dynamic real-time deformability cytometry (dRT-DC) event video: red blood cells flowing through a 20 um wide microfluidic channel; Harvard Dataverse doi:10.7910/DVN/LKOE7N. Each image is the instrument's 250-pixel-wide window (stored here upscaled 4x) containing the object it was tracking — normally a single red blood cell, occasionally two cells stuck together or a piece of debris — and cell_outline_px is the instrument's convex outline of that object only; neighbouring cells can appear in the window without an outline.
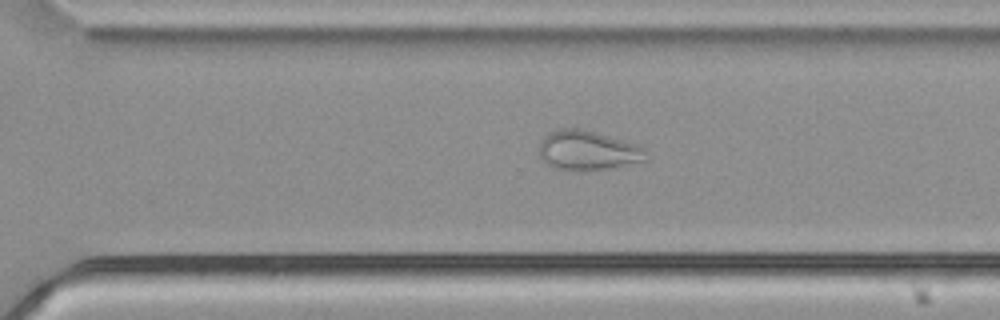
{"species": "common noctule bat (a hibernating species)", "species_latin": "Nyctalus noctula", "temperature_condition": "cold", "stored_images_in_passage": 54, "camera_frame_rate_fps": 3000, "um_per_image_px": 0.085, "animal": {"sex": "male", "body_mass_g": 21.5, "forearm_length_mm": 52.0}, "frame": {"image": 1, "passage_image": 38, "time_ms": 12.333, "image_size_px": [1000, 320], "cell_outline_px": [[648, 160], [612, 168], [552, 168], [544, 164], [540, 160], [540, 140], [548, 132], [560, 128], [584, 128], [640, 144], [648, 152]], "centroid_in_image_um": [49.99, 12.74], "position_along_channel_um": 320.6, "area_um2": 24.85}}
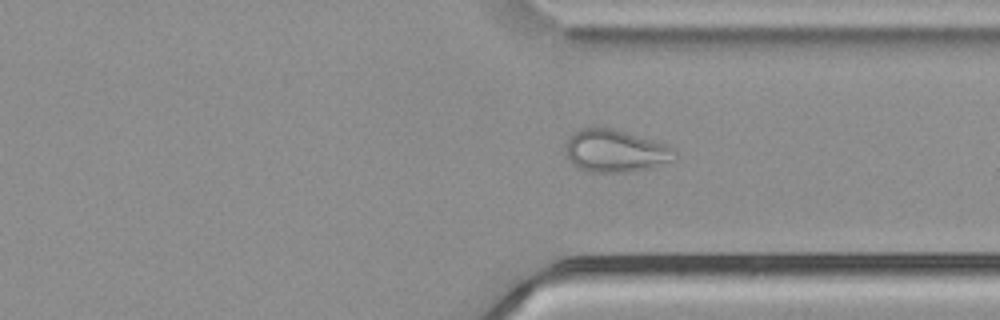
{"frame": {"image": 2, "passage_image": 41, "time_ms": 13.333, "image_size_px": [1000, 320], "cell_outline_px": [[680, 156], [648, 168], [624, 172], [588, 172], [576, 168], [568, 160], [564, 152], [564, 144], [572, 132], [580, 128], [608, 128], [624, 132], [664, 144], [672, 148]], "centroid_in_image_um": [52.19, 12.84], "position_along_channel_um": 359.2, "area_um2": 26.88}}
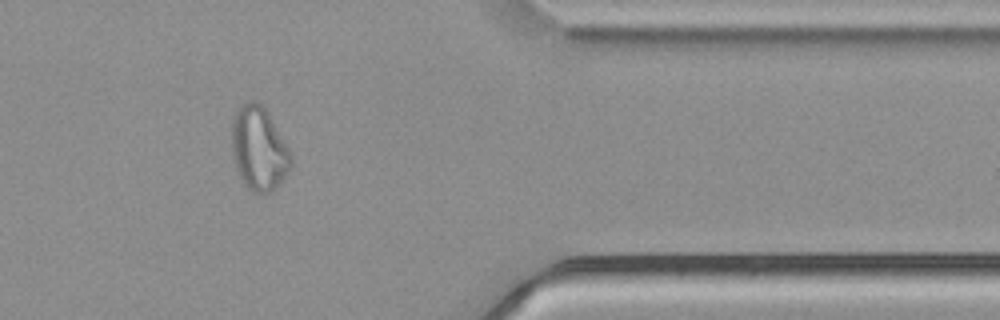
{"frame": {"image": 3, "passage_image": 45, "time_ms": 14.667, "image_size_px": [1000, 320], "cell_outline_px": [[292, 168], [272, 192], [252, 192], [244, 184], [236, 172], [232, 156], [232, 120], [236, 108], [248, 100], [256, 100], [268, 112], [288, 148], [292, 156]], "centroid_in_image_um": [21.98, 12.63], "position_along_channel_um": 389.4, "area_um2": 29.19}}